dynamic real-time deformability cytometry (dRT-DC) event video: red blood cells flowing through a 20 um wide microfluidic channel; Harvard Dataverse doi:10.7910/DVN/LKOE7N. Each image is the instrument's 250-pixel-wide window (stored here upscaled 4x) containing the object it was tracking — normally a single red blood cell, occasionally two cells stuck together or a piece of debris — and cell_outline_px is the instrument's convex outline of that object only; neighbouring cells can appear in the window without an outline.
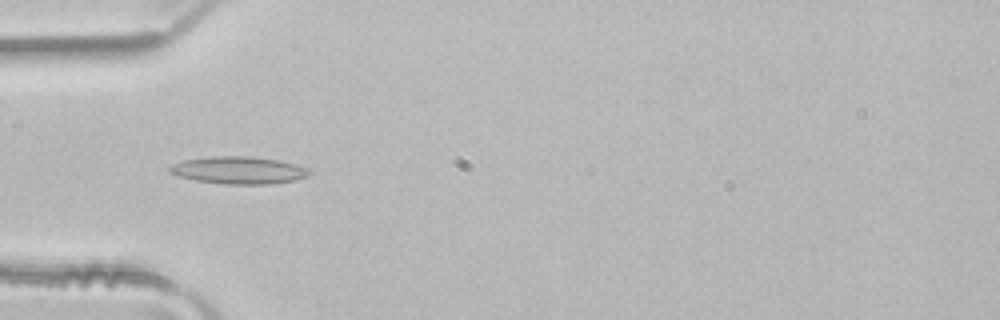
{"species": "common noctule bat (a hibernating species)", "species_latin": "Nyctalus noctula", "temperature_condition": "room temperature", "stored_images_in_passage": 3, "camera_frame_rate_fps": 3000, "um_per_image_px": 0.085, "animal": {"sex": "male", "body_mass_g": 21.5, "forearm_length_mm": 52.0}, "frame": {"image": 1, "passage_image": 2, "time_ms": 0.333, "image_size_px": [1000, 320], "cell_outline_px": [[312, 172], [308, 176], [296, 180], [268, 184], [224, 184], [196, 180], [180, 176], [168, 172], [168, 168], [172, 164], [184, 160], [212, 156], [248, 156], [280, 160], [308, 168]], "centroid_in_image_um": [20.31, 14.46], "position_along_channel_um": 64.7, "area_um2": 22.25}}
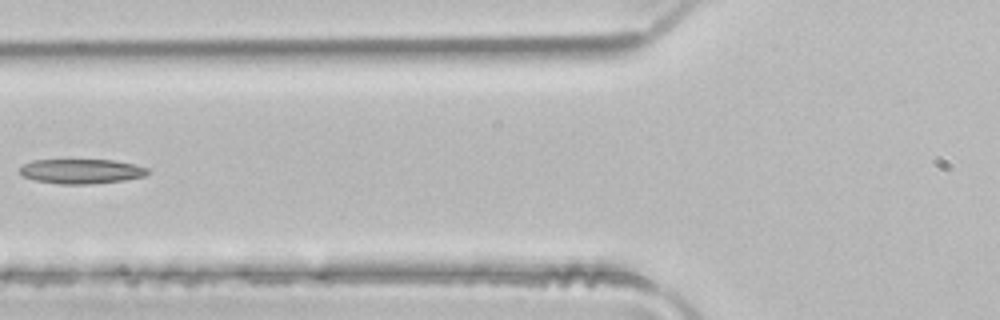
{"frame": {"image": 2, "passage_image": 3, "time_ms": 0.667, "image_size_px": [1000, 320], "cell_outline_px": [[148, 172], [144, 176], [124, 180], [88, 184], [60, 184], [36, 180], [24, 176], [20, 172], [20, 168], [24, 164], [32, 160], [112, 160], [136, 164], [148, 168]], "centroid_in_image_um": [6.93, 14.55], "position_along_channel_um": 118.9, "area_um2": 18.21}}